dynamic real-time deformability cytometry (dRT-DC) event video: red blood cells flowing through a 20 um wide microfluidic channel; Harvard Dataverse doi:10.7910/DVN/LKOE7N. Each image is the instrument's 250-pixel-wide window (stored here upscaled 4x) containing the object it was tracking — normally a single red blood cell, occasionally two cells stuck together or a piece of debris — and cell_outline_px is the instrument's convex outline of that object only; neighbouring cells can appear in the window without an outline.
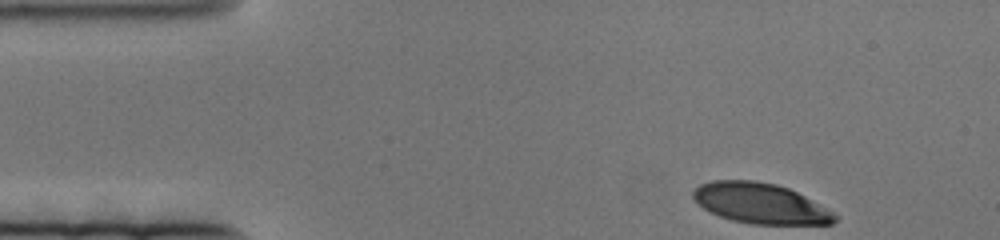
{"species": "human", "species_latin": "Homo sapiens", "temperature_condition": "cold", "stored_images_in_passage": 58, "camera_frame_rate_fps": 3000, "um_per_image_px": 0.085, "donor": {"sex": "female"}, "frame": {"image": 1, "passage_image": 1, "time_ms": 0.0, "image_size_px": [1000, 240], "cell_outline_px": [[840, 216], [832, 224], [752, 224], [732, 220], [720, 216], [704, 208], [692, 196], [692, 192], [700, 184], [712, 180], [756, 180], [776, 184], [788, 188], [804, 196]], "centroid_in_image_um": [64.64, 17.28], "position_along_channel_um": 20.4, "area_um2": 33.12}}
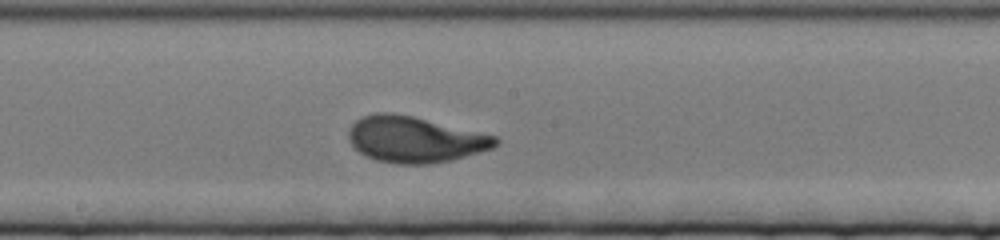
{"frame": {"image": 2, "passage_image": 34, "time_ms": 11.0, "image_size_px": [1000, 240], "cell_outline_px": [[500, 140], [492, 148], [452, 160], [428, 164], [396, 164], [376, 160], [360, 152], [352, 144], [348, 136], [348, 128], [356, 120], [364, 116], [376, 112], [392, 112], [412, 116], [496, 136]], "centroid_in_image_um": [35.24, 11.85], "position_along_channel_um": 213.0, "area_um2": 39.13}}
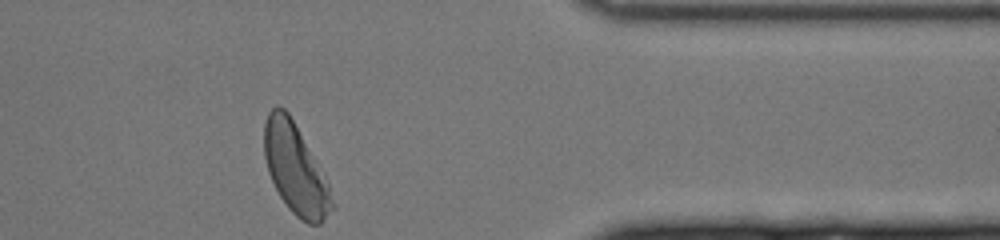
{"frame": {"image": 3, "passage_image": 58, "time_ms": 19.0, "image_size_px": [1000, 240], "cell_outline_px": [[336, 208], [320, 224], [308, 224], [300, 220], [288, 208], [280, 196], [268, 172], [264, 156], [264, 124], [268, 112], [276, 104], [280, 104], [288, 112], [328, 184]], "centroid_in_image_um": [25.09, 14.39], "position_along_channel_um": 386.3, "area_um2": 35.14}}